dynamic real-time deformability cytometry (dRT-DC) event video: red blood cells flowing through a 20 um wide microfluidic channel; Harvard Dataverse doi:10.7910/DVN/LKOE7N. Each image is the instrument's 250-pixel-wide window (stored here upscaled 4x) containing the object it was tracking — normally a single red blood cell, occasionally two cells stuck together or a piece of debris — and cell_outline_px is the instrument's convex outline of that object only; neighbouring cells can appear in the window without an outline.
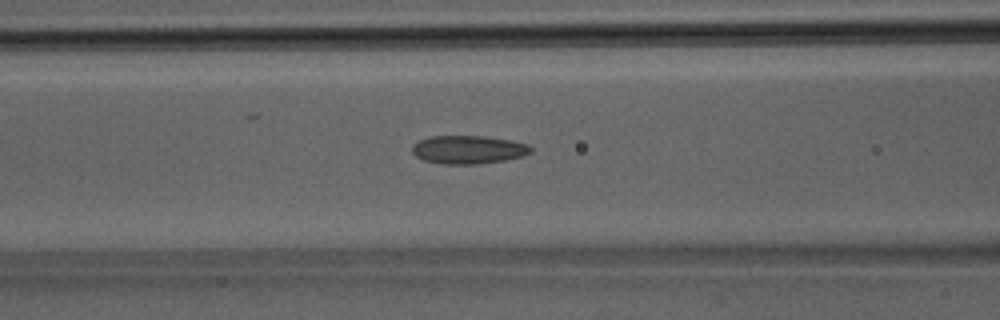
{"species": "Egyptian fruit bat (a non-hibernating species)", "species_latin": "Rousettus aegyptiacus", "temperature_condition": "room temperature", "stored_images_in_passage": 40, "segment_of_instrument_passage": [1, 2], "camera_frame_rate_fps": 3000, "um_per_image_px": 0.085, "animal": {"sex": "male"}, "frame": {"image": 1, "passage_image": 16, "time_ms": 5.0, "image_size_px": [1000, 320], "cell_outline_px": [[532, 152], [524, 156], [504, 160], [476, 164], [440, 164], [424, 160], [416, 156], [412, 152], [412, 144], [420, 140], [432, 136], [484, 136], [508, 140], [528, 144], [532, 148]], "centroid_in_image_um": [39.8, 12.72], "position_along_channel_um": 126.8, "area_um2": 19.54}}
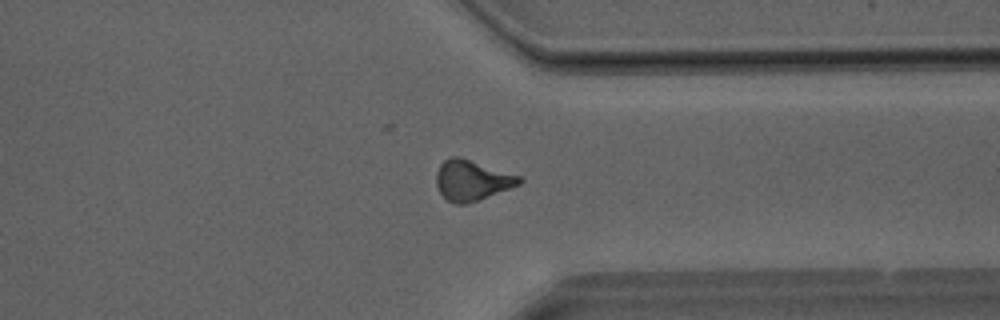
{"frame": {"image": 2, "passage_image": 30, "time_ms": 9.667, "image_size_px": [1000, 320], "cell_outline_px": [[524, 180], [520, 184], [480, 200], [464, 204], [456, 204], [448, 200], [440, 192], [436, 184], [436, 172], [440, 164], [444, 160], [452, 156], [460, 156], [520, 176]], "centroid_in_image_um": [40.11, 15.32], "position_along_channel_um": 371.3, "area_um2": 19.54}}
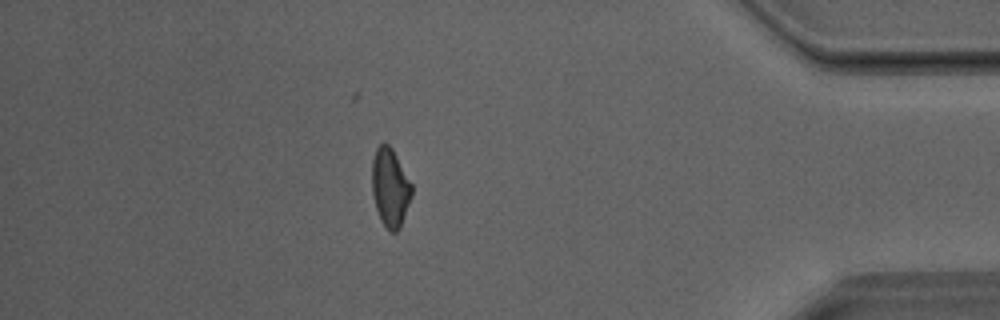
{"frame": {"image": 3, "passage_image": 34, "time_ms": 11.0, "image_size_px": [1000, 320], "cell_outline_px": [[412, 196], [400, 228], [396, 232], [392, 232], [380, 220], [376, 208], [372, 192], [372, 160], [376, 148], [384, 140], [392, 148], [412, 184]], "centroid_in_image_um": [33.16, 15.91], "position_along_channel_um": 402.0, "area_um2": 18.21}}